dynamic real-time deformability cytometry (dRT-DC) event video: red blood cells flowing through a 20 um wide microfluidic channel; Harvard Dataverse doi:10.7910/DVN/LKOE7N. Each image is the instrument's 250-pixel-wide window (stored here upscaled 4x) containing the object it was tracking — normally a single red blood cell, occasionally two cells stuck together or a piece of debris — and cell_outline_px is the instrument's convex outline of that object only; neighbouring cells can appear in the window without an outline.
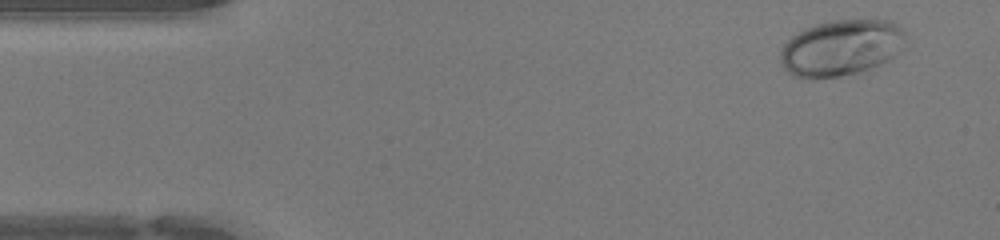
{"species": "human", "species_latin": "Homo sapiens", "temperature_condition": "warm", "stored_images_in_passage": 44, "camera_frame_rate_fps": 3000, "um_per_image_px": 0.085, "donor": {"sex": "female"}, "frame": {"image": 1, "passage_image": 1, "time_ms": 0.0, "image_size_px": [1000, 240], "cell_outline_px": [[904, 36], [892, 56], [888, 60], [880, 64], [860, 72], [812, 80], [808, 80], [792, 76], [784, 68], [780, 60], [780, 52], [784, 44], [792, 36], [816, 24], [836, 20], [888, 20], [904, 28]], "centroid_in_image_um": [71.42, 4.08], "position_along_channel_um": 13.6, "area_um2": 40.4}}
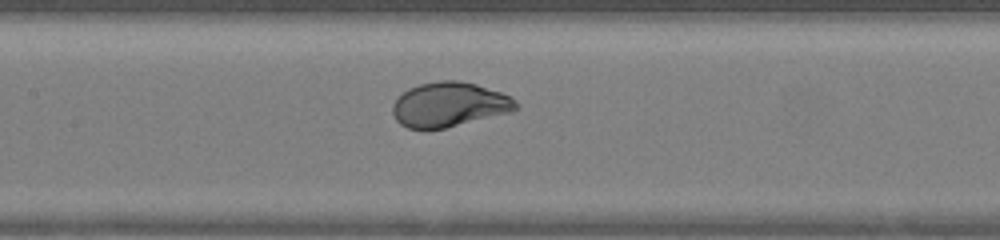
{"frame": {"image": 2, "passage_image": 19, "time_ms": 6.0, "image_size_px": [1000, 240], "cell_outline_px": [[516, 108], [512, 112], [444, 128], [424, 132], [408, 128], [400, 124], [396, 120], [392, 112], [392, 104], [408, 88], [420, 84], [440, 80], [460, 80], [476, 84], [500, 92], [516, 100]], "centroid_in_image_um": [38.14, 8.91], "position_along_channel_um": 169.3, "area_um2": 32.31}}
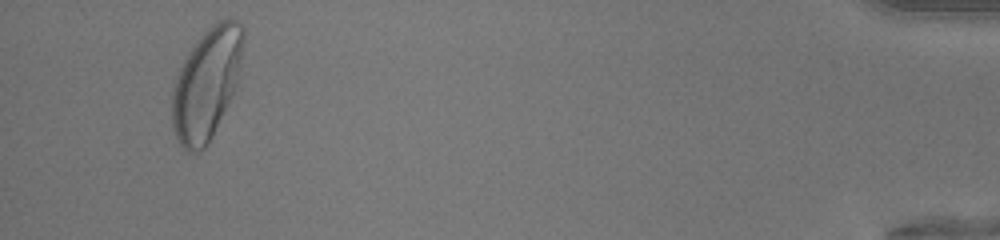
{"frame": {"image": 3, "passage_image": 42, "time_ms": 13.667, "image_size_px": [1000, 240], "cell_outline_px": [[244, 36], [236, 84], [212, 136], [208, 144], [204, 148], [196, 152], [188, 152], [176, 140], [172, 128], [172, 88], [176, 76], [188, 52], [204, 32], [216, 20], [228, 16], [236, 20], [244, 28]], "centroid_in_image_um": [17.53, 7.09], "position_along_channel_um": 417.7, "area_um2": 45.78}, "authors_computed_cell_mechanics": {"area_um2": 34.3332, "velocity_mm_per_s": 4.3014, "shape_relaxation_time_tau1_ms": 2.6041, "shape_relaxation_time_tau2_ms": null, "deformation_change_tau1": 0.1557, "deformation_change_tau2": null}}